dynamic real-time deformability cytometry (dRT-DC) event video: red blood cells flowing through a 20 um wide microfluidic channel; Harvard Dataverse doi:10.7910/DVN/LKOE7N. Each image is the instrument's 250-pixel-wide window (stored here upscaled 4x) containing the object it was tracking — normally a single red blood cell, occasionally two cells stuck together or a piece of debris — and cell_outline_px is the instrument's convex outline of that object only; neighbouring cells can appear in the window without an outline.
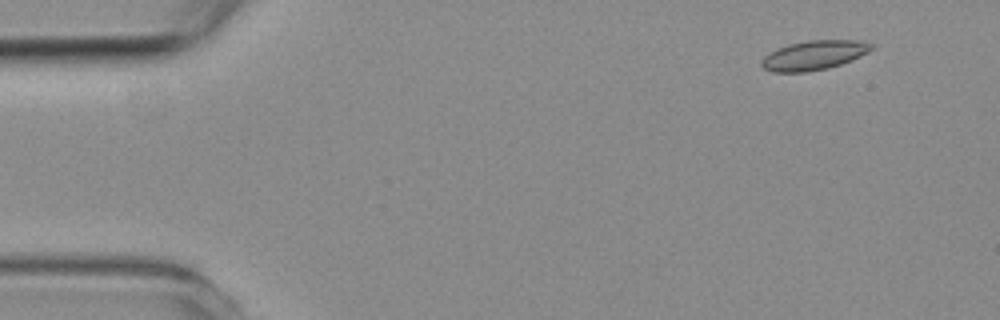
{"species": "common noctule bat (a hibernating species)", "species_latin": "Nyctalus noctula", "temperature_condition": "room temperature", "stored_images_in_passage": 9, "camera_frame_rate_fps": 3000, "um_per_image_px": 0.085, "animal": {"sex": "female", "body_mass_g": 19.3, "forearm_length_mm": 54.1}, "frame": {"image": 1, "passage_image": 2, "time_ms": 1.333, "image_size_px": [1000, 320], "cell_outline_px": [[872, 48], [868, 52], [852, 60], [828, 68], [808, 72], [772, 72], [764, 68], [760, 64], [760, 60], [768, 52], [776, 48], [788, 44], [808, 40], [860, 40], [872, 44]], "centroid_in_image_um": [69.13, 4.69], "position_along_channel_um": 15.9, "area_um2": 18.96}}
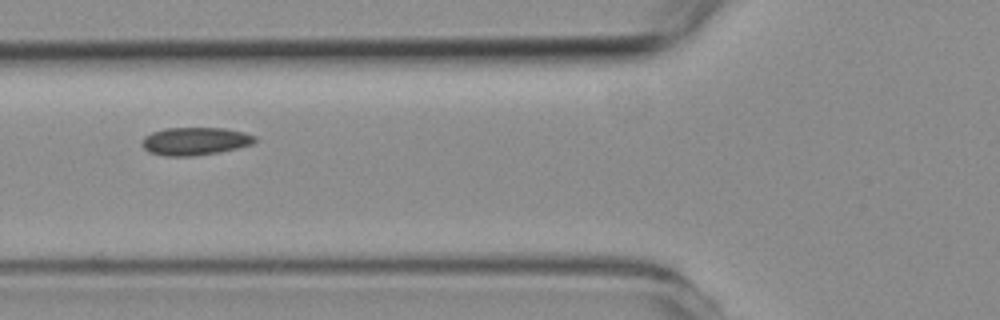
{"frame": {"image": 2, "passage_image": 7, "time_ms": 6.667, "image_size_px": [1000, 320], "cell_outline_px": [[256, 140], [252, 144], [220, 152], [196, 156], [164, 156], [148, 152], [140, 144], [140, 140], [144, 136], [152, 132], [164, 128], [224, 128], [244, 132], [256, 136]], "centroid_in_image_um": [16.53, 12.0], "position_along_channel_um": 109.3, "area_um2": 18.55}}
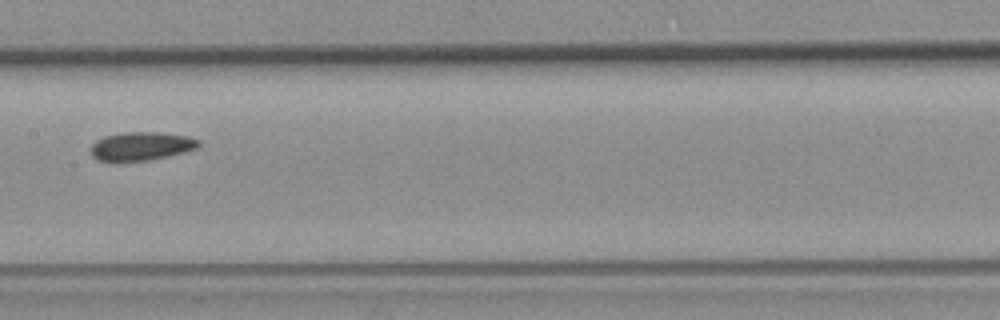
{"frame": {"image": 3, "passage_image": 9, "time_ms": 9.0, "image_size_px": [1000, 320], "cell_outline_px": [[200, 144], [196, 148], [184, 152], [148, 160], [96, 160], [88, 152], [88, 148], [96, 140], [104, 136], [124, 132], [156, 132], [188, 136], [200, 140]], "centroid_in_image_um": [11.96, 12.41], "position_along_channel_um": 195.4, "area_um2": 17.8}}